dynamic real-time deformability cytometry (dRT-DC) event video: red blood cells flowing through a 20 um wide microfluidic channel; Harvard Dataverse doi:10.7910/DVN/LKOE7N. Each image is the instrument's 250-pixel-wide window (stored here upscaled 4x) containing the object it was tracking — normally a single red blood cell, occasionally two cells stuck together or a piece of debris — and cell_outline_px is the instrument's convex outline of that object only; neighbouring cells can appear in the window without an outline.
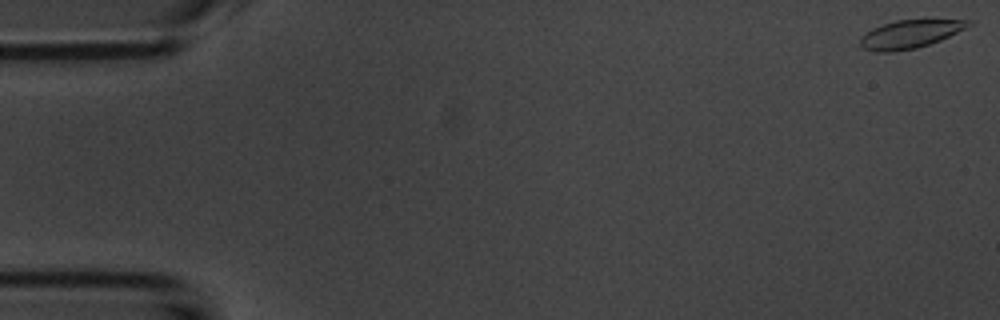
{"species": "common noctule bat (a hibernating species)", "species_latin": "Nyctalus noctula", "temperature_condition": "room temperature", "stored_images_in_passage": 14, "camera_frame_rate_fps": 3000, "um_per_image_px": 0.085, "animal": {"sex": "male", "body_mass_g": 20.1, "forearm_length_mm": 53.5}, "frame": {"image": 1, "passage_image": 1, "time_ms": 0.0, "image_size_px": [1000, 320], "cell_outline_px": [[976, 20], [972, 24], [940, 40], [916, 48], [896, 52], [876, 52], [864, 48], [860, 44], [860, 36], [872, 28], [896, 20]], "centroid_in_image_um": [77.31, 2.91], "position_along_channel_um": 7.7, "area_um2": 17.57}}